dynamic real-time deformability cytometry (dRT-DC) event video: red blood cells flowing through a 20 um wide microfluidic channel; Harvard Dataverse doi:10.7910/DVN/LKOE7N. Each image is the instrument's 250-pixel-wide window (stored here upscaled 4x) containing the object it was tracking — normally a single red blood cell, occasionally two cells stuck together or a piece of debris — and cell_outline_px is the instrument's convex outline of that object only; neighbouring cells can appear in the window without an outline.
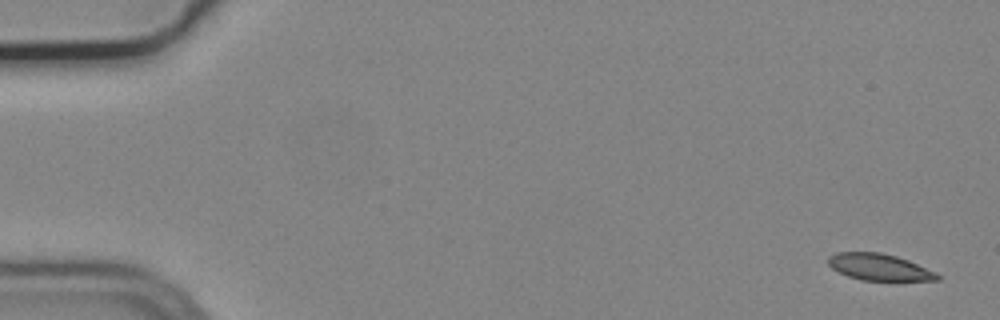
{"species": "common noctule bat (a hibernating species)", "species_latin": "Nyctalus noctula", "temperature_condition": "cold", "stored_images_in_passage": 4, "camera_frame_rate_fps": 3000, "um_per_image_px": 0.085, "animal": {"sex": "male", "body_mass_g": 19.2, "forearm_length_mm": 51.8}, "frame": {"image": 1, "passage_image": 1, "time_ms": 0.0, "image_size_px": [1000, 320], "cell_outline_px": [[940, 280], [860, 280], [848, 276], [832, 268], [828, 264], [828, 256], [836, 252], [880, 252], [896, 256], [908, 260], [936, 272], [940, 276]], "centroid_in_image_um": [74.72, 22.69], "position_along_channel_um": 10.3, "area_um2": 16.82}}